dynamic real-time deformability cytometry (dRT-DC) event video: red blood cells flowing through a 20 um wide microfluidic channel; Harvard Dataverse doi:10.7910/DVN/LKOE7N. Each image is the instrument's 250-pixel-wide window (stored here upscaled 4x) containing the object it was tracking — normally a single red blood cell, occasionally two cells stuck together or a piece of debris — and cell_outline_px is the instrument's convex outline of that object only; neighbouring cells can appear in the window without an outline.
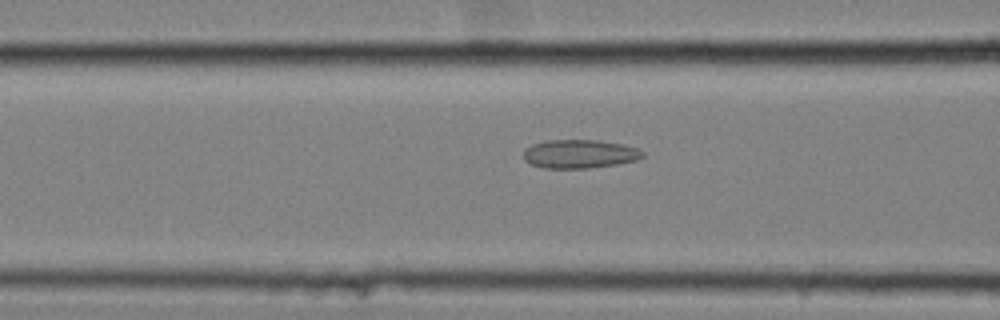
{"species": "common noctule bat (a hibernating species)", "species_latin": "Nyctalus noctula", "temperature_condition": "cold", "stored_images_in_passage": 36, "camera_frame_rate_fps": 3000, "um_per_image_px": 0.085, "animal": {"sex": "female", "body_mass_g": 25.1}, "frame": {"image": 1, "passage_image": 12, "time_ms": 3.667, "image_size_px": [1000, 320], "cell_outline_px": [[644, 156], [636, 160], [616, 164], [588, 168], [544, 168], [532, 164], [524, 160], [524, 148], [532, 144], [544, 140], [596, 140], [620, 144], [636, 148], [644, 152]], "centroid_in_image_um": [49.22, 13.08], "position_along_channel_um": 117.4, "area_um2": 19.77}}
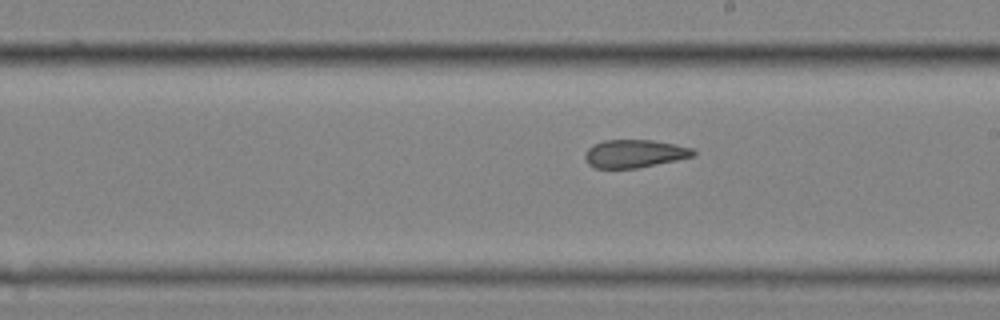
{"frame": {"image": 2, "passage_image": 22, "time_ms": 7.0, "image_size_px": [1000, 320], "cell_outline_px": [[696, 152], [692, 156], [676, 160], [636, 168], [596, 168], [588, 164], [584, 156], [588, 148], [604, 140], [652, 140], [676, 144], [692, 148]], "centroid_in_image_um": [53.93, 13.05], "position_along_channel_um": 235.1, "area_um2": 17.46}}
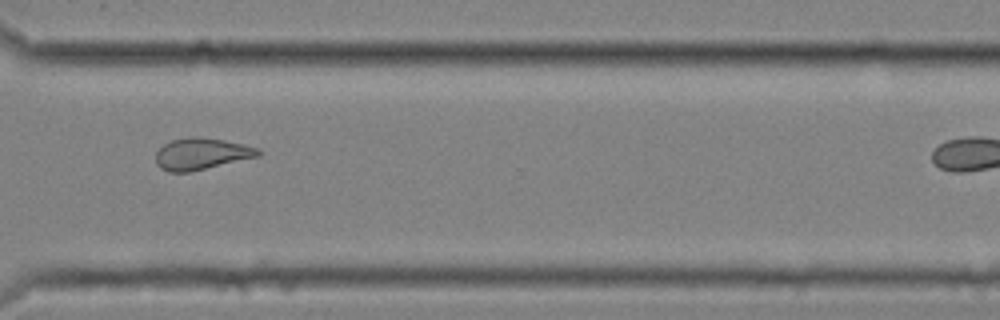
{"frame": {"image": 3, "passage_image": 32, "time_ms": 10.333, "image_size_px": [1000, 320], "cell_outline_px": [[264, 152], [260, 156], [188, 172], [168, 172], [160, 168], [156, 164], [156, 152], [164, 144], [172, 140], [188, 136], [200, 136], [224, 140], [260, 148]], "centroid_in_image_um": [17.14, 13.06], "position_along_channel_um": 353.5, "area_um2": 19.02}}